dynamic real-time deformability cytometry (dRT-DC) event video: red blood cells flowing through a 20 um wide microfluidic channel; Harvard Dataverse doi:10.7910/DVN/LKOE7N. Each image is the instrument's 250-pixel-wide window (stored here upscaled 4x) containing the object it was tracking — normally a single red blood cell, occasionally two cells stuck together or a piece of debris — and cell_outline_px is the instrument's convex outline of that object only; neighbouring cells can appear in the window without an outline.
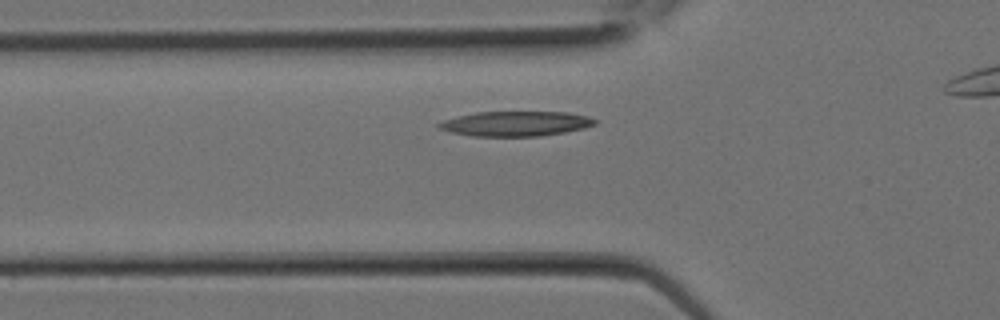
{"species": "Egyptian fruit bat (a non-hibernating species)", "species_latin": "Rousettus aegyptiacus", "temperature_condition": "room temperature", "stored_images_in_passage": 8, "segment_of_instrument_passage": [1, 2], "camera_frame_rate_fps": 3000, "um_per_image_px": 0.085, "animal": {"sex": "female"}, "frame": {"image": 1, "passage_image": 5, "time_ms": 1.333, "image_size_px": [1000, 320], "cell_outline_px": [[596, 124], [584, 128], [564, 132], [540, 136], [472, 136], [452, 132], [440, 128], [436, 124], [444, 120], [476, 112], [568, 112], [588, 116], [596, 120]], "centroid_in_image_um": [43.87, 10.51], "position_along_channel_um": 81.9, "area_um2": 22.43}}
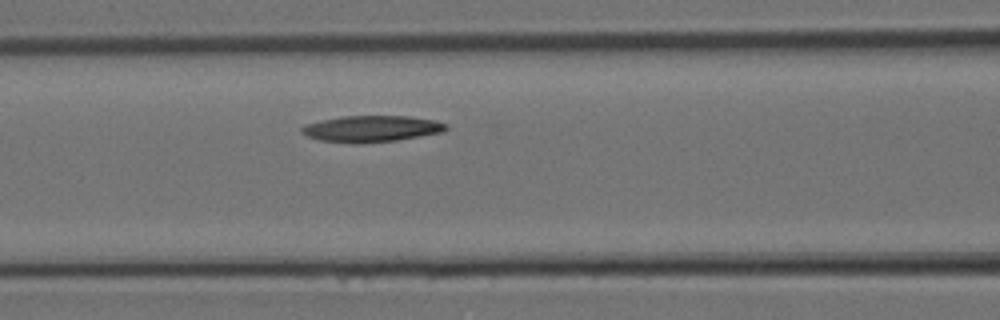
{"frame": {"image": 2, "passage_image": 7, "time_ms": 2.0, "image_size_px": [1000, 320], "cell_outline_px": [[448, 128], [440, 132], [396, 140], [360, 144], [352, 144], [320, 140], [308, 136], [300, 132], [300, 128], [304, 124], [320, 120], [340, 116], [408, 116], [436, 120], [448, 124]], "centroid_in_image_um": [31.52, 10.94], "position_along_channel_um": 135.1, "area_um2": 22.31}}